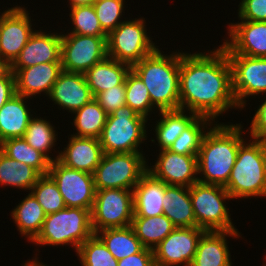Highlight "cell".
Returning <instances> with one entry per match:
<instances>
[{
  "label": "cell",
  "instance_id": "obj_1",
  "mask_svg": "<svg viewBox=\"0 0 266 266\" xmlns=\"http://www.w3.org/2000/svg\"><path fill=\"white\" fill-rule=\"evenodd\" d=\"M180 109L215 120L237 108L232 89V69L222 46L210 53H181Z\"/></svg>",
  "mask_w": 266,
  "mask_h": 266
},
{
  "label": "cell",
  "instance_id": "obj_2",
  "mask_svg": "<svg viewBox=\"0 0 266 266\" xmlns=\"http://www.w3.org/2000/svg\"><path fill=\"white\" fill-rule=\"evenodd\" d=\"M216 125V126H215ZM205 133L197 155L198 182L225 186L235 164L241 136V124H214Z\"/></svg>",
  "mask_w": 266,
  "mask_h": 266
},
{
  "label": "cell",
  "instance_id": "obj_3",
  "mask_svg": "<svg viewBox=\"0 0 266 266\" xmlns=\"http://www.w3.org/2000/svg\"><path fill=\"white\" fill-rule=\"evenodd\" d=\"M131 69L147 87L152 105L156 109H180V52L166 56L157 48L140 62L132 65Z\"/></svg>",
  "mask_w": 266,
  "mask_h": 266
},
{
  "label": "cell",
  "instance_id": "obj_4",
  "mask_svg": "<svg viewBox=\"0 0 266 266\" xmlns=\"http://www.w3.org/2000/svg\"><path fill=\"white\" fill-rule=\"evenodd\" d=\"M237 198L266 197V141L256 140L239 145L235 164L224 186Z\"/></svg>",
  "mask_w": 266,
  "mask_h": 266
},
{
  "label": "cell",
  "instance_id": "obj_5",
  "mask_svg": "<svg viewBox=\"0 0 266 266\" xmlns=\"http://www.w3.org/2000/svg\"><path fill=\"white\" fill-rule=\"evenodd\" d=\"M91 210L65 207L46 215L41 231L32 241L37 245H71L76 252L81 244L94 235Z\"/></svg>",
  "mask_w": 266,
  "mask_h": 266
},
{
  "label": "cell",
  "instance_id": "obj_6",
  "mask_svg": "<svg viewBox=\"0 0 266 266\" xmlns=\"http://www.w3.org/2000/svg\"><path fill=\"white\" fill-rule=\"evenodd\" d=\"M147 120L127 105L109 114L99 137L103 152H140L138 147L147 137Z\"/></svg>",
  "mask_w": 266,
  "mask_h": 266
},
{
  "label": "cell",
  "instance_id": "obj_7",
  "mask_svg": "<svg viewBox=\"0 0 266 266\" xmlns=\"http://www.w3.org/2000/svg\"><path fill=\"white\" fill-rule=\"evenodd\" d=\"M142 152L104 153L100 164L93 172L96 190H133L148 171Z\"/></svg>",
  "mask_w": 266,
  "mask_h": 266
},
{
  "label": "cell",
  "instance_id": "obj_8",
  "mask_svg": "<svg viewBox=\"0 0 266 266\" xmlns=\"http://www.w3.org/2000/svg\"><path fill=\"white\" fill-rule=\"evenodd\" d=\"M190 197L196 227L205 231H238L224 204L232 197L223 186L197 182L190 187Z\"/></svg>",
  "mask_w": 266,
  "mask_h": 266
},
{
  "label": "cell",
  "instance_id": "obj_9",
  "mask_svg": "<svg viewBox=\"0 0 266 266\" xmlns=\"http://www.w3.org/2000/svg\"><path fill=\"white\" fill-rule=\"evenodd\" d=\"M145 27L144 18L122 21L107 35V57L132 66L153 53L157 47Z\"/></svg>",
  "mask_w": 266,
  "mask_h": 266
},
{
  "label": "cell",
  "instance_id": "obj_10",
  "mask_svg": "<svg viewBox=\"0 0 266 266\" xmlns=\"http://www.w3.org/2000/svg\"><path fill=\"white\" fill-rule=\"evenodd\" d=\"M134 216L133 191L126 189L96 190L91 210L94 233L132 224Z\"/></svg>",
  "mask_w": 266,
  "mask_h": 266
},
{
  "label": "cell",
  "instance_id": "obj_11",
  "mask_svg": "<svg viewBox=\"0 0 266 266\" xmlns=\"http://www.w3.org/2000/svg\"><path fill=\"white\" fill-rule=\"evenodd\" d=\"M107 37L62 34V70L84 74L107 57Z\"/></svg>",
  "mask_w": 266,
  "mask_h": 266
},
{
  "label": "cell",
  "instance_id": "obj_12",
  "mask_svg": "<svg viewBox=\"0 0 266 266\" xmlns=\"http://www.w3.org/2000/svg\"><path fill=\"white\" fill-rule=\"evenodd\" d=\"M48 174L57 184L66 207L92 210L96 194L93 174L67 167L58 159L51 162Z\"/></svg>",
  "mask_w": 266,
  "mask_h": 266
},
{
  "label": "cell",
  "instance_id": "obj_13",
  "mask_svg": "<svg viewBox=\"0 0 266 266\" xmlns=\"http://www.w3.org/2000/svg\"><path fill=\"white\" fill-rule=\"evenodd\" d=\"M232 69V89L238 108L245 98L266 92V58L227 54Z\"/></svg>",
  "mask_w": 266,
  "mask_h": 266
},
{
  "label": "cell",
  "instance_id": "obj_14",
  "mask_svg": "<svg viewBox=\"0 0 266 266\" xmlns=\"http://www.w3.org/2000/svg\"><path fill=\"white\" fill-rule=\"evenodd\" d=\"M205 232L200 227H176L153 249L155 266H190Z\"/></svg>",
  "mask_w": 266,
  "mask_h": 266
},
{
  "label": "cell",
  "instance_id": "obj_15",
  "mask_svg": "<svg viewBox=\"0 0 266 266\" xmlns=\"http://www.w3.org/2000/svg\"><path fill=\"white\" fill-rule=\"evenodd\" d=\"M31 18L23 7H11L0 22V60L10 66L34 33Z\"/></svg>",
  "mask_w": 266,
  "mask_h": 266
},
{
  "label": "cell",
  "instance_id": "obj_16",
  "mask_svg": "<svg viewBox=\"0 0 266 266\" xmlns=\"http://www.w3.org/2000/svg\"><path fill=\"white\" fill-rule=\"evenodd\" d=\"M158 160L150 172L155 178L167 185L191 187L198 182L197 155H183L168 149L160 150Z\"/></svg>",
  "mask_w": 266,
  "mask_h": 266
},
{
  "label": "cell",
  "instance_id": "obj_17",
  "mask_svg": "<svg viewBox=\"0 0 266 266\" xmlns=\"http://www.w3.org/2000/svg\"><path fill=\"white\" fill-rule=\"evenodd\" d=\"M230 40L221 45L226 54L266 58V22L241 21L228 27Z\"/></svg>",
  "mask_w": 266,
  "mask_h": 266
},
{
  "label": "cell",
  "instance_id": "obj_18",
  "mask_svg": "<svg viewBox=\"0 0 266 266\" xmlns=\"http://www.w3.org/2000/svg\"><path fill=\"white\" fill-rule=\"evenodd\" d=\"M61 42V34L34 31L9 69L15 74L19 69L43 63H61Z\"/></svg>",
  "mask_w": 266,
  "mask_h": 266
},
{
  "label": "cell",
  "instance_id": "obj_19",
  "mask_svg": "<svg viewBox=\"0 0 266 266\" xmlns=\"http://www.w3.org/2000/svg\"><path fill=\"white\" fill-rule=\"evenodd\" d=\"M48 97L69 112H74L94 97L84 74L62 71L54 83Z\"/></svg>",
  "mask_w": 266,
  "mask_h": 266
},
{
  "label": "cell",
  "instance_id": "obj_20",
  "mask_svg": "<svg viewBox=\"0 0 266 266\" xmlns=\"http://www.w3.org/2000/svg\"><path fill=\"white\" fill-rule=\"evenodd\" d=\"M103 154L99 139L71 135L58 160L67 167L93 174Z\"/></svg>",
  "mask_w": 266,
  "mask_h": 266
},
{
  "label": "cell",
  "instance_id": "obj_21",
  "mask_svg": "<svg viewBox=\"0 0 266 266\" xmlns=\"http://www.w3.org/2000/svg\"><path fill=\"white\" fill-rule=\"evenodd\" d=\"M61 63H43L19 69L15 75L16 94L31 98L41 92L49 95L62 72Z\"/></svg>",
  "mask_w": 266,
  "mask_h": 266
},
{
  "label": "cell",
  "instance_id": "obj_22",
  "mask_svg": "<svg viewBox=\"0 0 266 266\" xmlns=\"http://www.w3.org/2000/svg\"><path fill=\"white\" fill-rule=\"evenodd\" d=\"M239 237L238 231H206L200 238L190 266H232L226 237Z\"/></svg>",
  "mask_w": 266,
  "mask_h": 266
},
{
  "label": "cell",
  "instance_id": "obj_23",
  "mask_svg": "<svg viewBox=\"0 0 266 266\" xmlns=\"http://www.w3.org/2000/svg\"><path fill=\"white\" fill-rule=\"evenodd\" d=\"M168 185L146 172L133 188V217H153L163 214V198Z\"/></svg>",
  "mask_w": 266,
  "mask_h": 266
},
{
  "label": "cell",
  "instance_id": "obj_24",
  "mask_svg": "<svg viewBox=\"0 0 266 266\" xmlns=\"http://www.w3.org/2000/svg\"><path fill=\"white\" fill-rule=\"evenodd\" d=\"M27 97L14 94L0 109V143L9 138L24 137L32 118Z\"/></svg>",
  "mask_w": 266,
  "mask_h": 266
},
{
  "label": "cell",
  "instance_id": "obj_25",
  "mask_svg": "<svg viewBox=\"0 0 266 266\" xmlns=\"http://www.w3.org/2000/svg\"><path fill=\"white\" fill-rule=\"evenodd\" d=\"M130 69L131 66L129 64L109 57L95 64L84 73L92 96L95 98L99 93L121 85Z\"/></svg>",
  "mask_w": 266,
  "mask_h": 266
},
{
  "label": "cell",
  "instance_id": "obj_26",
  "mask_svg": "<svg viewBox=\"0 0 266 266\" xmlns=\"http://www.w3.org/2000/svg\"><path fill=\"white\" fill-rule=\"evenodd\" d=\"M163 214L175 227H196L190 188L168 185L163 198Z\"/></svg>",
  "mask_w": 266,
  "mask_h": 266
},
{
  "label": "cell",
  "instance_id": "obj_27",
  "mask_svg": "<svg viewBox=\"0 0 266 266\" xmlns=\"http://www.w3.org/2000/svg\"><path fill=\"white\" fill-rule=\"evenodd\" d=\"M11 214L18 231L31 242L41 231L46 218L42 206L31 192L14 208Z\"/></svg>",
  "mask_w": 266,
  "mask_h": 266
},
{
  "label": "cell",
  "instance_id": "obj_28",
  "mask_svg": "<svg viewBox=\"0 0 266 266\" xmlns=\"http://www.w3.org/2000/svg\"><path fill=\"white\" fill-rule=\"evenodd\" d=\"M95 234L117 260L139 253L145 248L136 237L131 225L122 228L104 229L97 231Z\"/></svg>",
  "mask_w": 266,
  "mask_h": 266
},
{
  "label": "cell",
  "instance_id": "obj_29",
  "mask_svg": "<svg viewBox=\"0 0 266 266\" xmlns=\"http://www.w3.org/2000/svg\"><path fill=\"white\" fill-rule=\"evenodd\" d=\"M131 226L142 245L152 250L176 228L164 214L153 217H133Z\"/></svg>",
  "mask_w": 266,
  "mask_h": 266
},
{
  "label": "cell",
  "instance_id": "obj_30",
  "mask_svg": "<svg viewBox=\"0 0 266 266\" xmlns=\"http://www.w3.org/2000/svg\"><path fill=\"white\" fill-rule=\"evenodd\" d=\"M185 112L183 109L159 111L162 118L156 124L155 136L161 150L169 149L183 130L198 116L193 112H189L188 116Z\"/></svg>",
  "mask_w": 266,
  "mask_h": 266
},
{
  "label": "cell",
  "instance_id": "obj_31",
  "mask_svg": "<svg viewBox=\"0 0 266 266\" xmlns=\"http://www.w3.org/2000/svg\"><path fill=\"white\" fill-rule=\"evenodd\" d=\"M0 150L9 158L33 167L41 175L48 174L51 161L29 145L24 137L4 140L0 143Z\"/></svg>",
  "mask_w": 266,
  "mask_h": 266
},
{
  "label": "cell",
  "instance_id": "obj_32",
  "mask_svg": "<svg viewBox=\"0 0 266 266\" xmlns=\"http://www.w3.org/2000/svg\"><path fill=\"white\" fill-rule=\"evenodd\" d=\"M40 176L33 167L9 158L0 150V185L31 190Z\"/></svg>",
  "mask_w": 266,
  "mask_h": 266
},
{
  "label": "cell",
  "instance_id": "obj_33",
  "mask_svg": "<svg viewBox=\"0 0 266 266\" xmlns=\"http://www.w3.org/2000/svg\"><path fill=\"white\" fill-rule=\"evenodd\" d=\"M74 126L77 130L75 136L97 138L101 136L108 114L93 98L80 109L73 112Z\"/></svg>",
  "mask_w": 266,
  "mask_h": 266
},
{
  "label": "cell",
  "instance_id": "obj_34",
  "mask_svg": "<svg viewBox=\"0 0 266 266\" xmlns=\"http://www.w3.org/2000/svg\"><path fill=\"white\" fill-rule=\"evenodd\" d=\"M211 121L213 120L208 117L197 116L183 130L168 150L183 155H198L203 137L206 133L205 129L208 128L207 125L210 126L213 123Z\"/></svg>",
  "mask_w": 266,
  "mask_h": 266
},
{
  "label": "cell",
  "instance_id": "obj_35",
  "mask_svg": "<svg viewBox=\"0 0 266 266\" xmlns=\"http://www.w3.org/2000/svg\"><path fill=\"white\" fill-rule=\"evenodd\" d=\"M56 135L54 127L49 121H46L43 118L32 117L26 128L24 139L34 149L43 153L51 162H53L59 158V154L55 158H52L48 153L55 145Z\"/></svg>",
  "mask_w": 266,
  "mask_h": 266
},
{
  "label": "cell",
  "instance_id": "obj_36",
  "mask_svg": "<svg viewBox=\"0 0 266 266\" xmlns=\"http://www.w3.org/2000/svg\"><path fill=\"white\" fill-rule=\"evenodd\" d=\"M125 100L127 106L146 118H148L149 112L155 109L147 87L132 69L125 78Z\"/></svg>",
  "mask_w": 266,
  "mask_h": 266
},
{
  "label": "cell",
  "instance_id": "obj_37",
  "mask_svg": "<svg viewBox=\"0 0 266 266\" xmlns=\"http://www.w3.org/2000/svg\"><path fill=\"white\" fill-rule=\"evenodd\" d=\"M77 254L82 266H118V260L96 234L80 245Z\"/></svg>",
  "mask_w": 266,
  "mask_h": 266
},
{
  "label": "cell",
  "instance_id": "obj_38",
  "mask_svg": "<svg viewBox=\"0 0 266 266\" xmlns=\"http://www.w3.org/2000/svg\"><path fill=\"white\" fill-rule=\"evenodd\" d=\"M31 193L42 206L46 215L53 214L66 207L57 184L49 174L39 177L32 187Z\"/></svg>",
  "mask_w": 266,
  "mask_h": 266
},
{
  "label": "cell",
  "instance_id": "obj_39",
  "mask_svg": "<svg viewBox=\"0 0 266 266\" xmlns=\"http://www.w3.org/2000/svg\"><path fill=\"white\" fill-rule=\"evenodd\" d=\"M70 10L69 16L74 28L68 34L107 37L100 26L93 5L77 6Z\"/></svg>",
  "mask_w": 266,
  "mask_h": 266
},
{
  "label": "cell",
  "instance_id": "obj_40",
  "mask_svg": "<svg viewBox=\"0 0 266 266\" xmlns=\"http://www.w3.org/2000/svg\"><path fill=\"white\" fill-rule=\"evenodd\" d=\"M124 2L125 0H96L93 3L100 26L107 35L122 23L120 18L125 7Z\"/></svg>",
  "mask_w": 266,
  "mask_h": 266
},
{
  "label": "cell",
  "instance_id": "obj_41",
  "mask_svg": "<svg viewBox=\"0 0 266 266\" xmlns=\"http://www.w3.org/2000/svg\"><path fill=\"white\" fill-rule=\"evenodd\" d=\"M95 99L108 115L125 106V81L121 85L99 93Z\"/></svg>",
  "mask_w": 266,
  "mask_h": 266
},
{
  "label": "cell",
  "instance_id": "obj_42",
  "mask_svg": "<svg viewBox=\"0 0 266 266\" xmlns=\"http://www.w3.org/2000/svg\"><path fill=\"white\" fill-rule=\"evenodd\" d=\"M238 15L241 21L266 22V0H241Z\"/></svg>",
  "mask_w": 266,
  "mask_h": 266
},
{
  "label": "cell",
  "instance_id": "obj_43",
  "mask_svg": "<svg viewBox=\"0 0 266 266\" xmlns=\"http://www.w3.org/2000/svg\"><path fill=\"white\" fill-rule=\"evenodd\" d=\"M250 126V138L266 141V100L259 106Z\"/></svg>",
  "mask_w": 266,
  "mask_h": 266
},
{
  "label": "cell",
  "instance_id": "obj_44",
  "mask_svg": "<svg viewBox=\"0 0 266 266\" xmlns=\"http://www.w3.org/2000/svg\"><path fill=\"white\" fill-rule=\"evenodd\" d=\"M118 266H155L154 252L144 248L141 252L118 260Z\"/></svg>",
  "mask_w": 266,
  "mask_h": 266
},
{
  "label": "cell",
  "instance_id": "obj_45",
  "mask_svg": "<svg viewBox=\"0 0 266 266\" xmlns=\"http://www.w3.org/2000/svg\"><path fill=\"white\" fill-rule=\"evenodd\" d=\"M14 94H16L15 75L8 69L0 77V109Z\"/></svg>",
  "mask_w": 266,
  "mask_h": 266
},
{
  "label": "cell",
  "instance_id": "obj_46",
  "mask_svg": "<svg viewBox=\"0 0 266 266\" xmlns=\"http://www.w3.org/2000/svg\"><path fill=\"white\" fill-rule=\"evenodd\" d=\"M96 0H70V8L77 6L93 5Z\"/></svg>",
  "mask_w": 266,
  "mask_h": 266
},
{
  "label": "cell",
  "instance_id": "obj_47",
  "mask_svg": "<svg viewBox=\"0 0 266 266\" xmlns=\"http://www.w3.org/2000/svg\"><path fill=\"white\" fill-rule=\"evenodd\" d=\"M27 262L24 263V265H22V266H47L46 264L44 265L42 262L40 263L38 261V259H36V258L34 260H32V261L29 260Z\"/></svg>",
  "mask_w": 266,
  "mask_h": 266
},
{
  "label": "cell",
  "instance_id": "obj_48",
  "mask_svg": "<svg viewBox=\"0 0 266 266\" xmlns=\"http://www.w3.org/2000/svg\"><path fill=\"white\" fill-rule=\"evenodd\" d=\"M9 69V66L0 60V77Z\"/></svg>",
  "mask_w": 266,
  "mask_h": 266
},
{
  "label": "cell",
  "instance_id": "obj_49",
  "mask_svg": "<svg viewBox=\"0 0 266 266\" xmlns=\"http://www.w3.org/2000/svg\"><path fill=\"white\" fill-rule=\"evenodd\" d=\"M7 11H8V10H5L4 12L1 13V15H0V22H1L2 18H3V16H4V14H5Z\"/></svg>",
  "mask_w": 266,
  "mask_h": 266
}]
</instances>
